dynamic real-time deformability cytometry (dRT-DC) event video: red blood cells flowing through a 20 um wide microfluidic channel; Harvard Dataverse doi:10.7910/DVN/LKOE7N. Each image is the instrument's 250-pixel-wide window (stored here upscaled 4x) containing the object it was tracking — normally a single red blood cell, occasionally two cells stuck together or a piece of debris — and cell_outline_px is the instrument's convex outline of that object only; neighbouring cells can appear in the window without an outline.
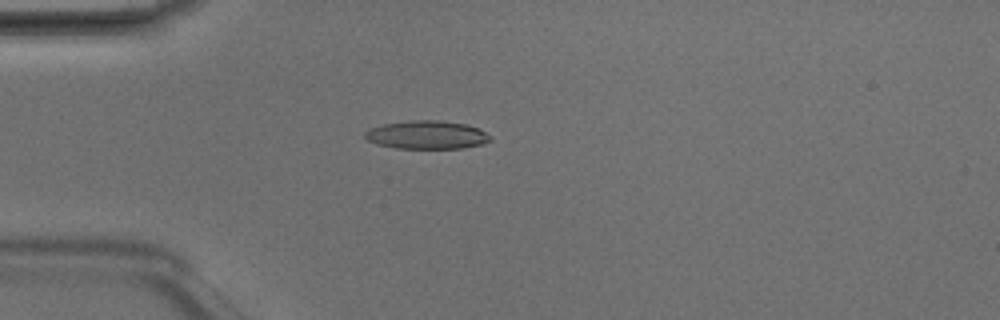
{"species": "Egyptian fruit bat (a non-hibernating species)", "species_latin": "Rousettus aegyptiacus", "temperature_condition": "room temperature", "stored_images_in_passage": 4, "camera_frame_rate_fps": 3000, "um_per_image_px": 0.085, "animal": {"sex": "male"}, "frame": {"image": 1, "passage_image": 4, "time_ms": 1.0, "image_size_px": [1000, 320], "cell_outline_px": [[492, 140], [484, 144], [460, 148], [396, 148], [376, 144], [368, 140], [364, 136], [364, 132], [380, 124], [412, 120], [436, 120], [468, 124], [492, 136]], "centroid_in_image_um": [36.28, 11.46], "position_along_channel_um": 48.7, "area_um2": 20.69}}